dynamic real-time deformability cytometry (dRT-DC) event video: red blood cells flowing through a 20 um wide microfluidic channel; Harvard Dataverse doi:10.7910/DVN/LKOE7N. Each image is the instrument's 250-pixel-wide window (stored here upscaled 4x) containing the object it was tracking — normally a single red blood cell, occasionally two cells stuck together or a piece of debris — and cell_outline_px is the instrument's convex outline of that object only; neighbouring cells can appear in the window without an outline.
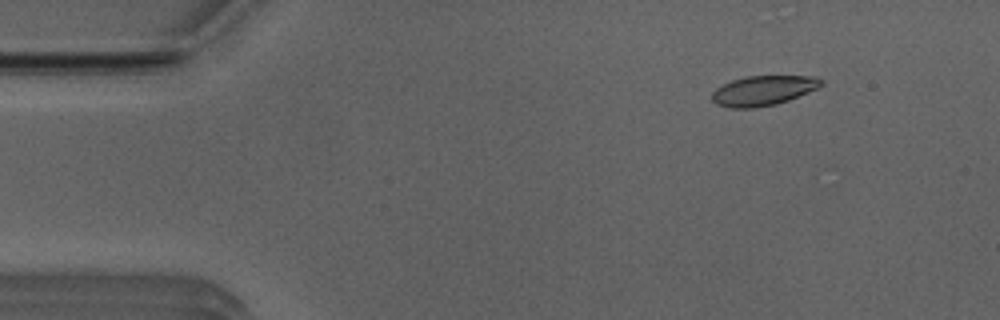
{"species": "Egyptian fruit bat (a non-hibernating species)", "species_latin": "Rousettus aegyptiacus", "temperature_condition": "room temperature", "stored_images_in_passage": 29, "camera_frame_rate_fps": 3000, "um_per_image_px": 0.085, "animal": {"sex": "male"}, "frame": {"image": 1, "passage_image": 6, "time_ms": 1.667, "image_size_px": [1000, 320], "cell_outline_px": [[824, 84], [816, 88], [788, 100], [776, 104], [752, 108], [728, 108], [716, 104], [712, 100], [712, 92], [716, 88], [732, 80], [744, 76], [816, 76], [824, 80]], "centroid_in_image_um": [64.85, 7.69], "position_along_channel_um": 20.1, "area_um2": 18.96}}
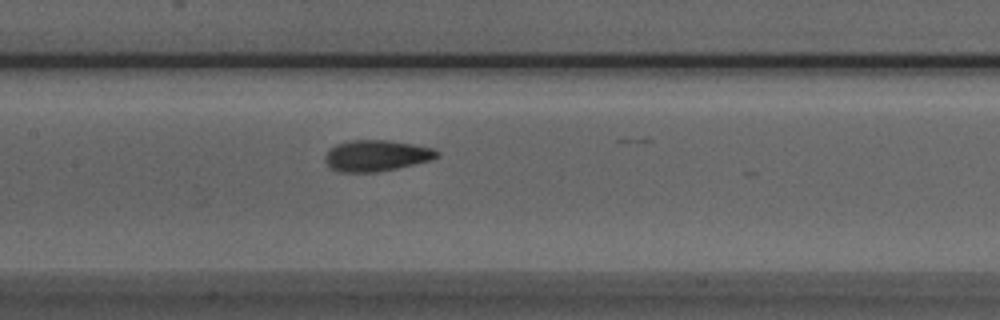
{"frame": {"image": 2, "passage_image": 24, "time_ms": 7.667, "image_size_px": [1000, 320], "cell_outline_px": [[440, 156], [432, 160], [396, 168], [376, 172], [340, 172], [332, 168], [324, 160], [324, 156], [336, 144], [348, 140], [388, 140], [436, 148], [440, 152]], "centroid_in_image_um": [32.04, 13.22], "position_along_channel_um": 175.4, "area_um2": 20.35}}
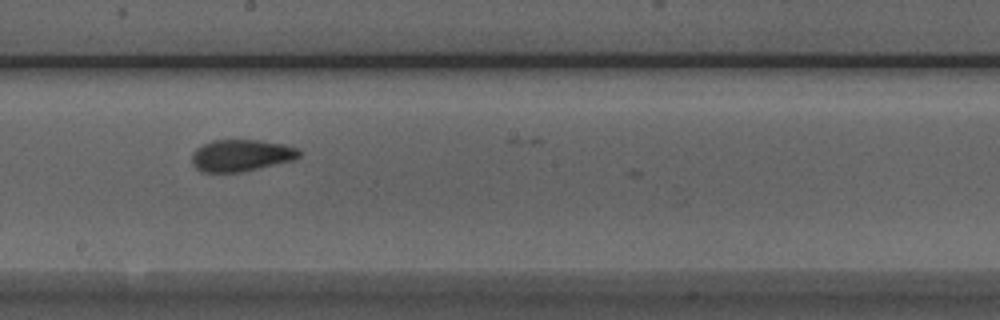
{"frame": {"image": 3, "passage_image": 28, "time_ms": 9.0, "image_size_px": [1000, 320], "cell_outline_px": [[300, 156], [292, 160], [240, 172], [200, 172], [192, 164], [192, 152], [196, 148], [212, 140], [260, 140], [284, 144], [300, 148]], "centroid_in_image_um": [20.48, 13.2], "position_along_channel_um": 227.7, "area_um2": 19.88}}